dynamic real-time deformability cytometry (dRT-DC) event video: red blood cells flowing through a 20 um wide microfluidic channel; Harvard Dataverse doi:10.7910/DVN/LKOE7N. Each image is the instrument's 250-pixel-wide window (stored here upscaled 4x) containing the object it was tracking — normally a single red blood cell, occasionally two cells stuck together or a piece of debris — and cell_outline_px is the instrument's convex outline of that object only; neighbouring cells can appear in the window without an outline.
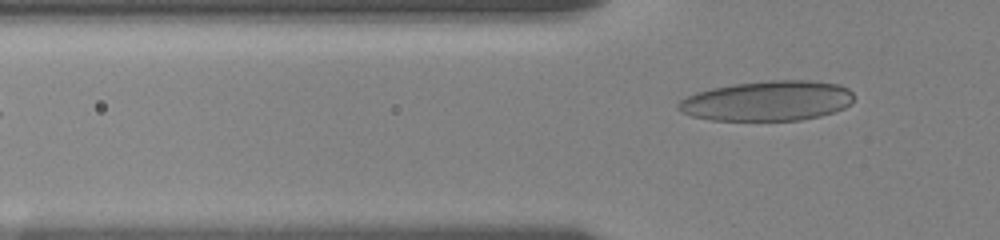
{"species": "human", "species_latin": "Homo sapiens", "temperature_condition": "room temperature", "stored_images_in_passage": 8, "segment_of_instrument_passage": [2, 2], "camera_frame_rate_fps": 3000, "um_per_image_px": 0.085, "donor": {"sex": "female"}, "frame": {"image": 1, "passage_image": 8, "time_ms": 5.667, "image_size_px": [1000, 240], "cell_outline_px": [[852, 100], [844, 108], [820, 116], [800, 120], [712, 120], [692, 116], [680, 112], [676, 108], [676, 104], [680, 100], [696, 92], [712, 88], [732, 84], [768, 80], [808, 80], [840, 84], [848, 88], [852, 92]], "centroid_in_image_um": [65.2, 8.57], "position_along_channel_um": 60.6, "area_um2": 41.04}}